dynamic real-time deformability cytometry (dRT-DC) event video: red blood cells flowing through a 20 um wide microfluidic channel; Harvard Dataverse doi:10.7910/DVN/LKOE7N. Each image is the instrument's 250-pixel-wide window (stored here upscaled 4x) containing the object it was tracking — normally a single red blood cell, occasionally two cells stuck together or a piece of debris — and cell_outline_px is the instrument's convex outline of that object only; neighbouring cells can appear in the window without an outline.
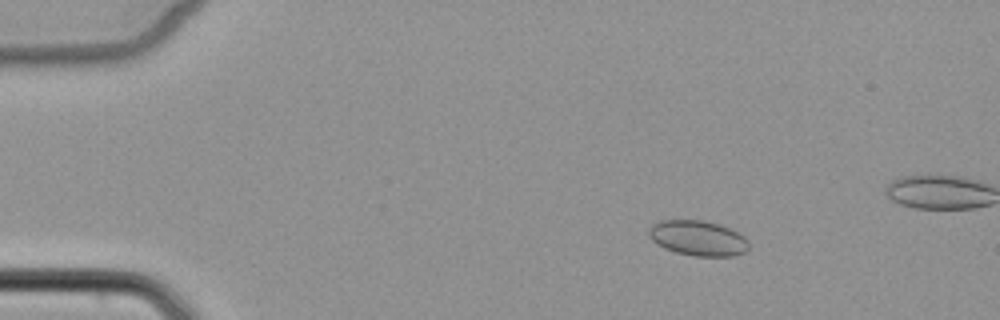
{"species": "common noctule bat (a hibernating species)", "species_latin": "Nyctalus noctula", "temperature_condition": "cold", "stored_images_in_passage": 5, "camera_frame_rate_fps": 3000, "um_per_image_px": 0.085, "animal": {"sex": "female", "body_mass_g": 22.7, "forearm_length_mm": 54.2}, "frame": {"image": 1, "passage_image": 2, "time_ms": 1.333, "image_size_px": [1000, 320], "cell_outline_px": [[748, 248], [744, 252], [732, 256], [692, 256], [676, 252], [664, 248], [652, 240], [648, 236], [648, 228], [652, 224], [660, 220], [704, 220], [720, 224], [732, 228], [744, 236], [748, 240]], "centroid_in_image_um": [59.32, 20.23], "position_along_channel_um": 25.7, "area_um2": 20.75}}